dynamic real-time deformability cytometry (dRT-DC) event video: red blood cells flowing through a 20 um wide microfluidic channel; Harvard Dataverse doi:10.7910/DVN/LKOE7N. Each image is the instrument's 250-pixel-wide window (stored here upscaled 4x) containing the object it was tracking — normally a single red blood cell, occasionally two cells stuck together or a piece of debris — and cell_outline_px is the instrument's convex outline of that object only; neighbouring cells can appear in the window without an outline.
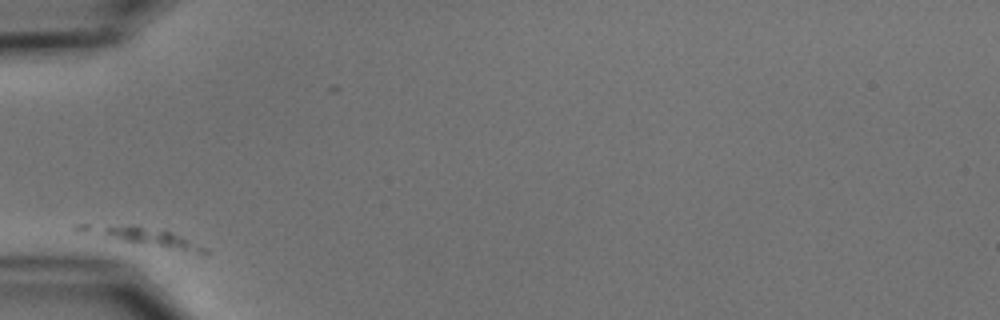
{"species": "common noctule bat (a hibernating species)", "species_latin": "Nyctalus noctula", "temperature_condition": "cold", "stored_images_in_passage": 5, "camera_frame_rate_fps": 3000, "um_per_image_px": 0.085, "animal": {"sex": "male", "body_mass_g": 15.6}, "frame": {"image": 1, "passage_image": 1, "time_ms": 0.0, "image_size_px": [1000, 320], "cell_outline_px": [[208, 252], [196, 252], [124, 240], [104, 232], [104, 228], [136, 224], [164, 228], [208, 248]], "centroid_in_image_um": [13.15, 20.17], "position_along_channel_um": 71.8, "area_um2": 10.29}}